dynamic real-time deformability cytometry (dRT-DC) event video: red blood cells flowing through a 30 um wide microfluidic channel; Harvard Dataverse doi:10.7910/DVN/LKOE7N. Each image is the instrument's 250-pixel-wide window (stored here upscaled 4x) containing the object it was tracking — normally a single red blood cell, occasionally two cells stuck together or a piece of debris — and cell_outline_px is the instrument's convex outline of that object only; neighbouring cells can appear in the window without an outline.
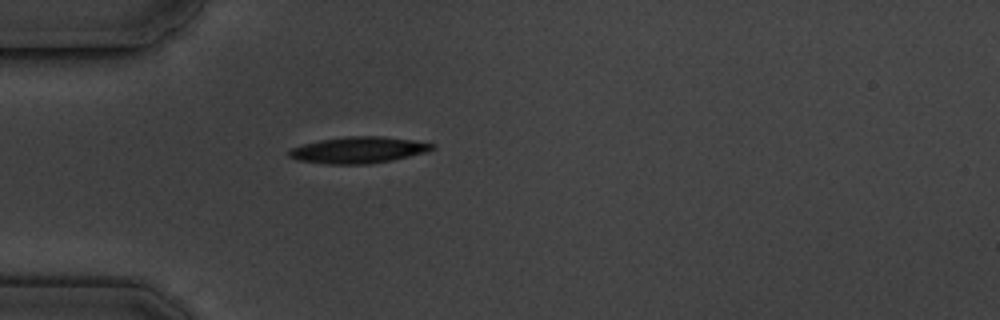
{"species": "common noctule bat (a hibernating species)", "species_latin": "Nyctalus noctula", "temperature_condition": "cold", "stored_images_in_passage": 1, "camera_frame_rate_fps": 3000, "um_per_image_px": 0.085, "animal": {"sex": "male", "body_mass_g": 19.5, "forearm_length_mm": 54.6}, "frame": {"image": 1, "passage_image": 1, "time_ms": 0.0, "image_size_px": [1000, 320], "cell_outline_px": [[436, 148], [428, 152], [392, 160], [368, 164], [328, 164], [296, 160], [288, 156], [288, 152], [292, 148], [304, 144], [320, 140], [348, 136], [384, 136], [412, 140], [436, 144]], "centroid_in_image_um": [30.5, 12.75], "position_along_channel_um": 54.5, "area_um2": 22.08}}